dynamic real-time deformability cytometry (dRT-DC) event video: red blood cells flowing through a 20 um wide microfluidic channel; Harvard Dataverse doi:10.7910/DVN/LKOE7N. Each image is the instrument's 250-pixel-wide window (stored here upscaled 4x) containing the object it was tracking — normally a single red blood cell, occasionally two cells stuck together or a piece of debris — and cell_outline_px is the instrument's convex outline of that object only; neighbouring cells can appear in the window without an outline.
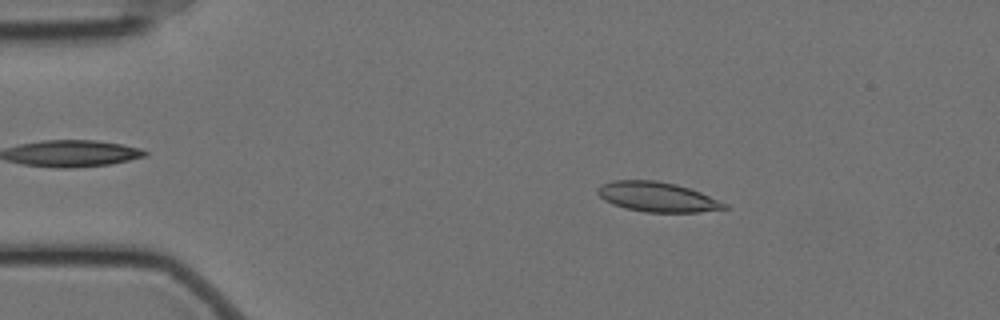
{"species": "Egyptian fruit bat (a non-hibernating species)", "species_latin": "Rousettus aegyptiacus", "temperature_condition": "cold", "stored_images_in_passage": 56, "camera_frame_rate_fps": 3000, "um_per_image_px": 0.085, "animal": {"sex": "female"}, "frame": {"image": 1, "passage_image": 9, "time_ms": 2.667, "image_size_px": [1000, 320], "cell_outline_px": [[728, 208], [700, 212], [644, 212], [624, 208], [612, 204], [604, 200], [596, 192], [596, 188], [612, 180], [656, 180], [676, 184], [700, 192], [728, 204]], "centroid_in_image_um": [55.85, 16.74], "position_along_channel_um": 29.2, "area_um2": 22.02}}
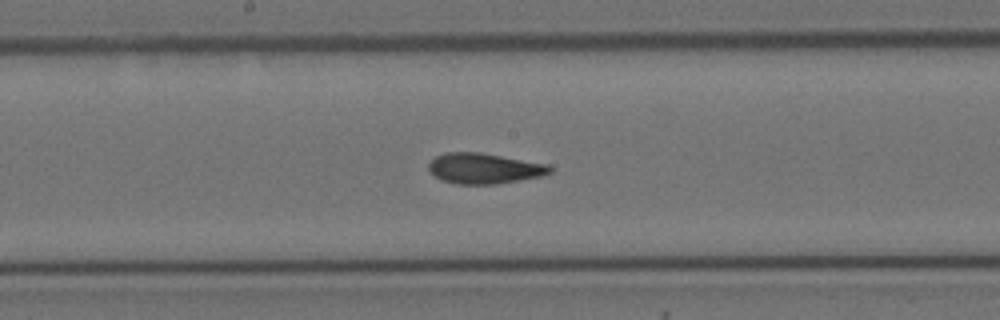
{"frame": {"image": 2, "passage_image": 29, "time_ms": 9.333, "image_size_px": [1000, 320], "cell_outline_px": [[552, 172], [540, 176], [496, 184], [456, 184], [444, 180], [428, 172], [428, 164], [436, 156], [444, 152], [480, 152], [548, 164], [552, 168]], "centroid_in_image_um": [41.13, 14.3], "position_along_channel_um": 207.1, "area_um2": 21.5}}
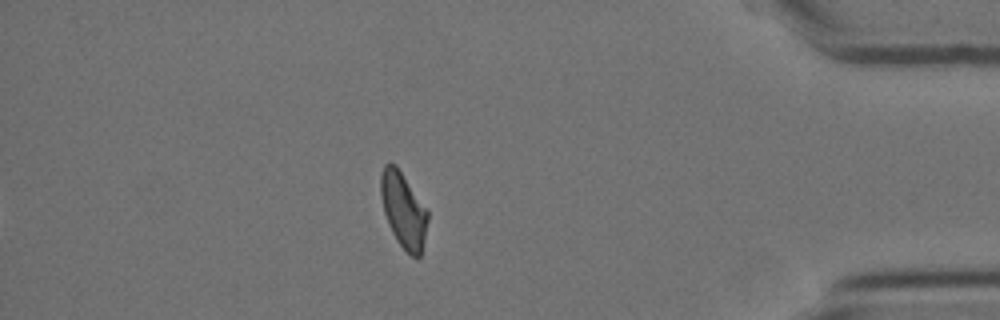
{"frame": {"image": 3, "passage_image": 49, "time_ms": 16.0, "image_size_px": [1000, 320], "cell_outline_px": [[428, 220], [424, 240], [420, 256], [412, 256], [396, 240], [388, 224], [384, 212], [380, 196], [380, 176], [384, 164], [396, 164], [428, 208]], "centroid_in_image_um": [34.29, 17.81], "position_along_channel_um": 400.9, "area_um2": 20.75}, "authors_computed_cell_mechanics": {"area_um2": 21.4727, "velocity_mm_per_s": 3.5027, "shape_relaxation_time_tau1_ms": 10.7785, "shape_relaxation_time_tau2_ms": 2.7727, "deformation_change_tau1": 0.2185, "deformation_change_tau2": 0.0858}}